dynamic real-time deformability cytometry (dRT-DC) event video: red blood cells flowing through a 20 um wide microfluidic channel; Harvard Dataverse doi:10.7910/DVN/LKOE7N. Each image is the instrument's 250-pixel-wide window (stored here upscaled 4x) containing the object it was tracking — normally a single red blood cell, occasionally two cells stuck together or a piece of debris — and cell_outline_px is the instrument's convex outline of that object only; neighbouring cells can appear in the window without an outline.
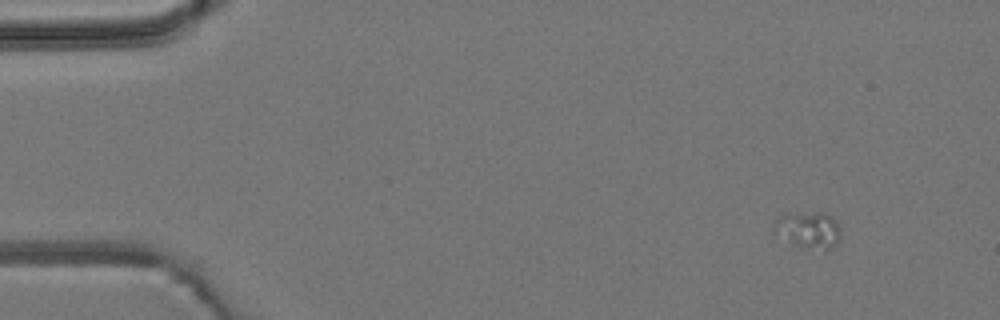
{"species": "common noctule bat (a hibernating species)", "species_latin": "Nyctalus noctula", "temperature_condition": "room temperature", "stored_images_in_passage": 5, "camera_frame_rate_fps": 3000, "um_per_image_px": 0.085, "animal": {"sex": "male", "body_mass_g": 19.2, "forearm_length_mm": 51.8}, "frame": {"image": 1, "passage_image": 2, "time_ms": 1.333, "image_size_px": [1000, 320], "cell_outline_px": [[840, 240], [836, 244], [824, 252], [792, 244], [772, 228], [776, 220], [780, 216], [816, 212], [820, 212], [832, 216], [836, 220], [840, 228]], "centroid_in_image_um": [68.8, 19.57], "position_along_channel_um": 16.2, "area_um2": 14.05}}